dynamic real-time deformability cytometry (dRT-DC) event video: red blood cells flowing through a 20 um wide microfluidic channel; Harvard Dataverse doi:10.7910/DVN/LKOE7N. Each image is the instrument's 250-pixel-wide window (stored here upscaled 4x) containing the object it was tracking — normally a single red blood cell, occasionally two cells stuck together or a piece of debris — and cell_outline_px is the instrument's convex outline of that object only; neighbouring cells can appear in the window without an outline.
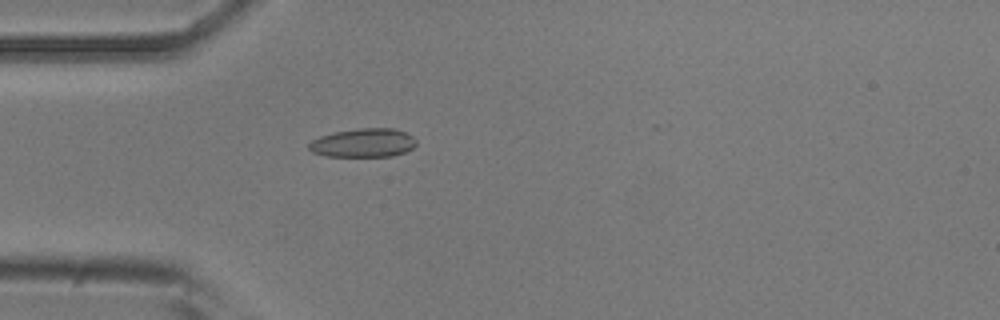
{"species": "common noctule bat (a hibernating species)", "species_latin": "Nyctalus noctula", "temperature_condition": "room temperature", "stored_images_in_passage": 41, "camera_frame_rate_fps": 3000, "um_per_image_px": 0.085, "animal": {"sex": "male", "body_mass_g": 20.5, "forearm_length_mm": 52.5}, "frame": {"image": 1, "passage_image": 15, "time_ms": 4.667, "image_size_px": [1000, 320], "cell_outline_px": [[416, 144], [412, 148], [404, 152], [392, 156], [324, 156], [312, 152], [308, 148], [308, 144], [312, 140], [320, 136], [332, 132], [356, 128], [396, 128], [412, 136], [416, 140]], "centroid_in_image_um": [30.85, 12.13], "position_along_channel_um": 54.1, "area_um2": 18.09}}
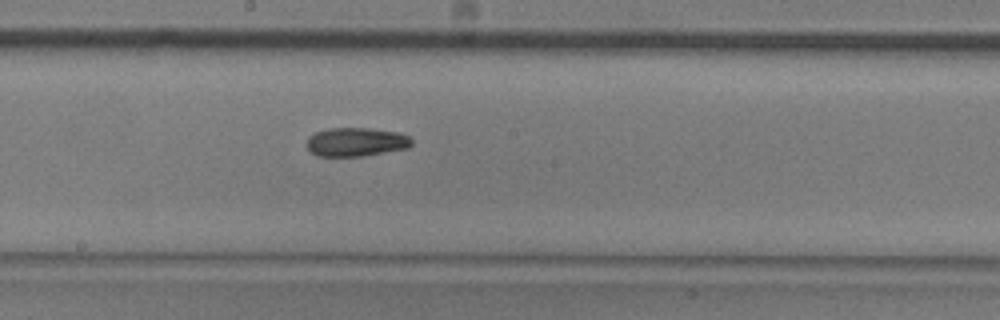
{"frame": {"image": 2, "passage_image": 28, "time_ms": 9.0, "image_size_px": [1000, 320], "cell_outline_px": [[412, 144], [408, 148], [364, 156], [316, 156], [304, 144], [308, 136], [316, 132], [328, 128], [372, 128], [400, 132], [408, 136], [412, 140]], "centroid_in_image_um": [30.25, 12.06], "position_along_channel_um": 217.9, "area_um2": 17.86}}
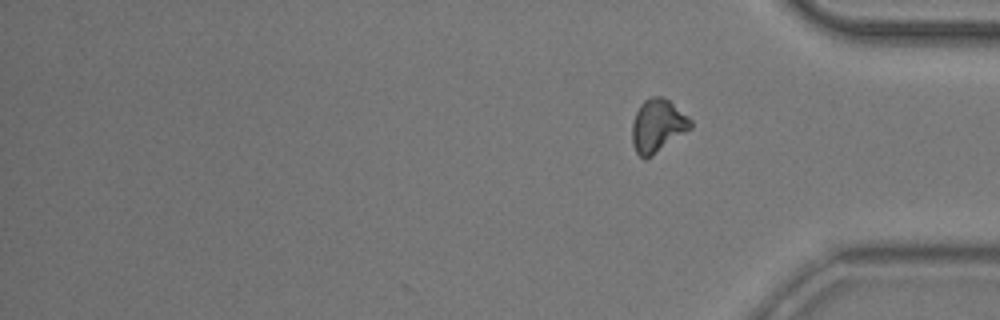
{"frame": {"image": 3, "passage_image": 41, "time_ms": 13.333, "image_size_px": [1000, 320], "cell_outline_px": [[692, 128], [652, 156], [640, 156], [636, 152], [632, 144], [632, 124], [636, 112], [640, 104], [644, 100], [652, 96], [660, 96], [668, 100], [688, 116], [692, 120]], "centroid_in_image_um": [55.9, 10.67], "position_along_channel_um": 379.3, "area_um2": 17.92}, "authors_computed_cell_mechanics": {"area_um2": 17.918, "velocity_mm_per_s": 3.8948, "shape_relaxation_time_tau1_ms": 5.5378, "shape_relaxation_time_tau2_ms": null, "deformation_change_tau1": 0.1181, "deformation_change_tau2": null}}